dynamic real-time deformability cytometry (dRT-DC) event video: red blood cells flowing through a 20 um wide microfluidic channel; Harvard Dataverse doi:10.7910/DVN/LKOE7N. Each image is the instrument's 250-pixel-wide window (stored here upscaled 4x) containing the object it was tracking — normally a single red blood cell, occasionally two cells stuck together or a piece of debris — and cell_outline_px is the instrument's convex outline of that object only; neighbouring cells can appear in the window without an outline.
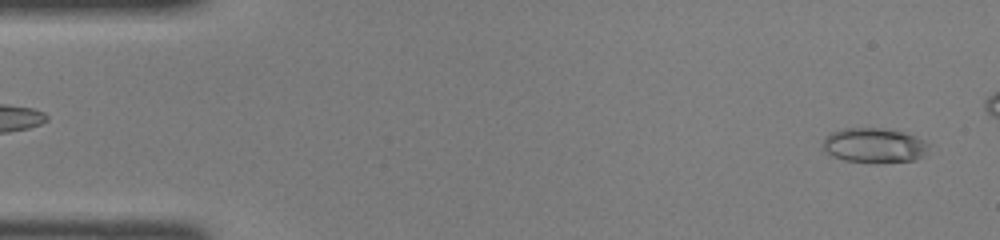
{"species": "common noctule bat (a hibernating species)", "species_latin": "Nyctalus noctula", "temperature_condition": "room temperature", "stored_images_in_passage": 40, "camera_frame_rate_fps": 3000, "um_per_image_px": 0.085, "animal": {"sex": "female", "body_mass_g": 22.0, "forearm_length_mm": 56.7}, "frame": {"image": 1, "passage_image": 2, "time_ms": 0.333, "image_size_px": [1000, 240], "cell_outline_px": [[932, 144], [916, 160], [844, 160], [832, 156], [824, 148], [824, 140], [832, 132], [844, 128], [884, 128], [916, 136]], "centroid_in_image_um": [74.32, 12.31], "position_along_channel_um": 10.7, "area_um2": 20.46}}
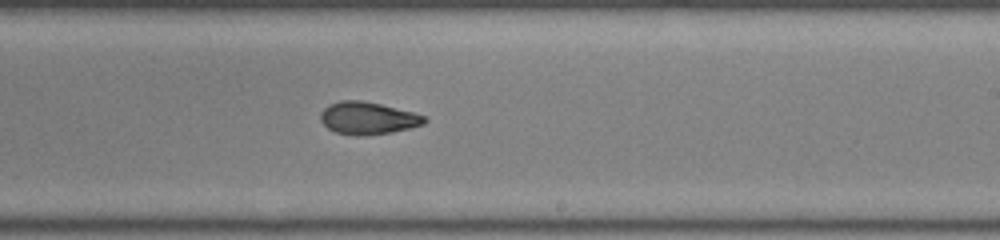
{"frame": {"image": 2, "passage_image": 27, "time_ms": 8.667, "image_size_px": [1000, 240], "cell_outline_px": [[428, 120], [424, 124], [392, 132], [364, 136], [356, 136], [336, 132], [328, 128], [320, 120], [320, 112], [328, 104], [340, 100], [364, 100], [412, 112], [424, 116]], "centroid_in_image_um": [31.23, 10.04], "position_along_channel_um": 257.8, "area_um2": 19.65}}
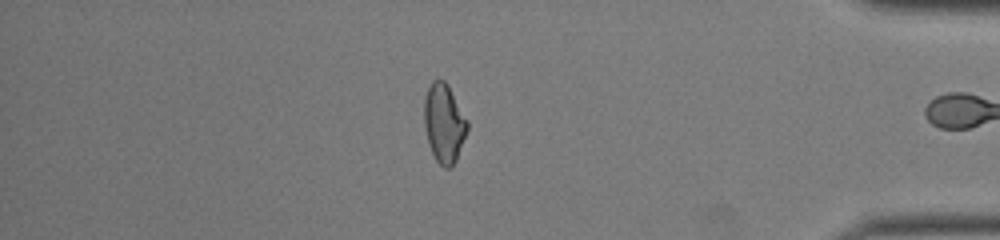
{"frame": {"image": 3, "passage_image": 39, "time_ms": 12.667, "image_size_px": [1000, 240], "cell_outline_px": [[468, 128], [456, 160], [448, 168], [444, 168], [436, 160], [432, 152], [428, 140], [424, 124], [424, 96], [432, 80], [444, 80], [448, 84], [468, 120]], "centroid_in_image_um": [37.74, 10.43], "position_along_channel_um": 397.5, "area_um2": 19.71}}